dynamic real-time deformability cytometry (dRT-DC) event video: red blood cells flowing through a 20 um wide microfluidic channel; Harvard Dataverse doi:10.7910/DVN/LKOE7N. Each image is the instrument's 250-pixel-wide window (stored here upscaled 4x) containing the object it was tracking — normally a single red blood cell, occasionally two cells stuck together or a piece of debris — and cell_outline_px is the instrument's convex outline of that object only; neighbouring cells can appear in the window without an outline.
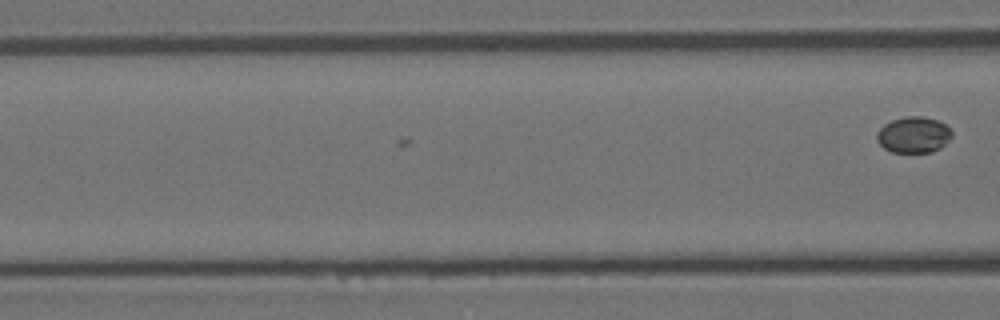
{"species": "Egyptian fruit bat (a non-hibernating species)", "species_latin": "Rousettus aegyptiacus", "temperature_condition": "room temperature", "stored_images_in_passage": 8, "camera_frame_rate_fps": 3000, "um_per_image_px": 0.085, "animal": {"sex": "female"}, "frame": {"image": 1, "passage_image": 8, "time_ms": 2.333, "image_size_px": [1000, 320], "cell_outline_px": [[952, 136], [940, 148], [932, 152], [892, 152], [884, 148], [876, 140], [876, 132], [884, 124], [892, 120], [904, 116], [924, 116], [936, 120], [944, 124], [952, 132]], "centroid_in_image_um": [77.62, 11.45], "position_along_channel_um": 89.0, "area_um2": 15.78}}